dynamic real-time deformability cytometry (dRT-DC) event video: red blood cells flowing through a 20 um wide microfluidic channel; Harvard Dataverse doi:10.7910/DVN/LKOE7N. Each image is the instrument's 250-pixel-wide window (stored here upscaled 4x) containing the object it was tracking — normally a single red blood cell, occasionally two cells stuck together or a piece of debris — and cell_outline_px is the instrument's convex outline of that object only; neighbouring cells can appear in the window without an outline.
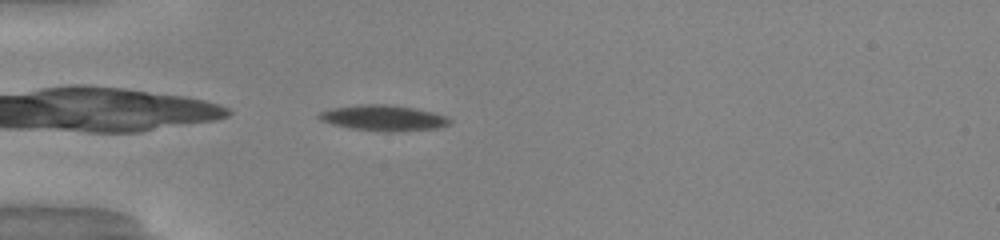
{"species": "common noctule bat (a hibernating species)", "species_latin": "Nyctalus noctula", "temperature_condition": "warm", "stored_images_in_passage": 36, "camera_frame_rate_fps": 3000, "um_per_image_px": 0.085, "animal": {"sex": "male", "body_mass_g": 20.0, "forearm_length_mm": 53.3}, "frame": {"image": 1, "passage_image": 1, "time_ms": 0.0, "image_size_px": [1000, 240], "cell_outline_px": [[452, 120], [448, 124], [436, 128], [396, 132], [384, 132], [348, 128], [332, 124], [320, 120], [316, 116], [316, 112], [332, 108], [356, 104], [388, 104], [416, 108], [432, 112], [444, 116]], "centroid_in_image_um": [32.51, 10.02], "position_along_channel_um": 52.5, "area_um2": 19.83}}
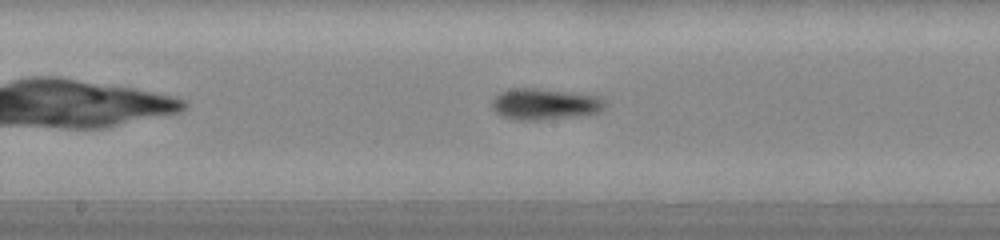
{"frame": {"image": 2, "passage_image": 13, "time_ms": 4.0, "image_size_px": [1000, 240], "cell_outline_px": [[608, 100], [604, 108], [596, 112], [572, 116], [536, 120], [516, 120], [500, 116], [492, 108], [492, 100], [500, 92], [512, 88], [536, 88], [600, 96]], "centroid_in_image_um": [46.28, 8.84], "position_along_channel_um": 201.9, "area_um2": 20.46}}
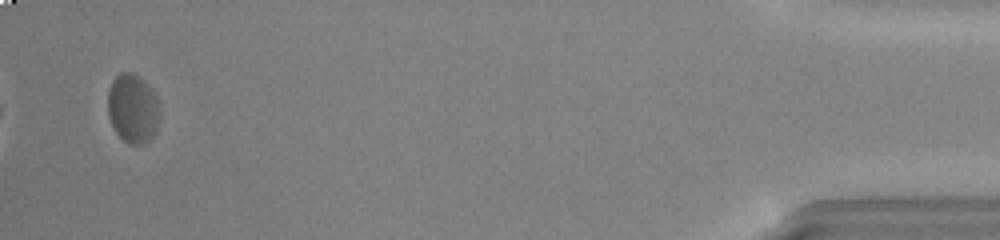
{"frame": {"image": 3, "passage_image": 35, "time_ms": 11.333, "image_size_px": [1000, 240], "cell_outline_px": [[160, 116], [156, 128], [152, 136], [144, 144], [128, 144], [112, 128], [108, 116], [108, 92], [112, 80], [120, 72], [132, 72], [148, 84], [156, 96], [160, 112]], "centroid_in_image_um": [11.27, 9.22], "position_along_channel_um": 423.9, "area_um2": 20.98}, "authors_computed_cell_mechanics": {"area_um2": 19.5075, "velocity_mm_per_s": 4.0964, "shape_relaxation_time_tau1_ms": 2.6171, "shape_relaxation_time_tau2_ms": 4.9786, "deformation_change_tau1": 0.1345, "deformation_change_tau2": 0.1236}}